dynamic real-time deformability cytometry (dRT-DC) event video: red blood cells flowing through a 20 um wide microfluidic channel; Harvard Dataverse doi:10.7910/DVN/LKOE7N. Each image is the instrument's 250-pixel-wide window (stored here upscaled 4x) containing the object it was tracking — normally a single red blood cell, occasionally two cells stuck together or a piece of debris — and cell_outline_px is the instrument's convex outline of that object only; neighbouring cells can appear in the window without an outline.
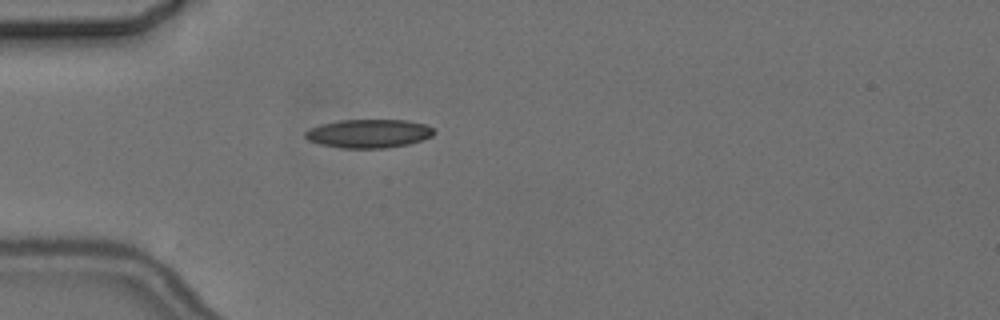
{"species": "common noctule bat (a hibernating species)", "species_latin": "Nyctalus noctula", "temperature_condition": "cold", "stored_images_in_passage": 1, "camera_frame_rate_fps": 3000, "um_per_image_px": 0.085, "animal": {"sex": "female", "body_mass_g": 24.6, "forearm_length_mm": 56.2}, "frame": {"image": 1, "passage_image": 1, "time_ms": 0.0, "image_size_px": [1000, 320], "cell_outline_px": [[436, 132], [432, 136], [408, 144], [388, 148], [340, 148], [320, 144], [308, 140], [304, 136], [304, 132], [320, 124], [340, 120], [408, 120], [424, 124], [432, 128]], "centroid_in_image_um": [31.33, 11.35], "position_along_channel_um": 53.7, "area_um2": 21.44}}